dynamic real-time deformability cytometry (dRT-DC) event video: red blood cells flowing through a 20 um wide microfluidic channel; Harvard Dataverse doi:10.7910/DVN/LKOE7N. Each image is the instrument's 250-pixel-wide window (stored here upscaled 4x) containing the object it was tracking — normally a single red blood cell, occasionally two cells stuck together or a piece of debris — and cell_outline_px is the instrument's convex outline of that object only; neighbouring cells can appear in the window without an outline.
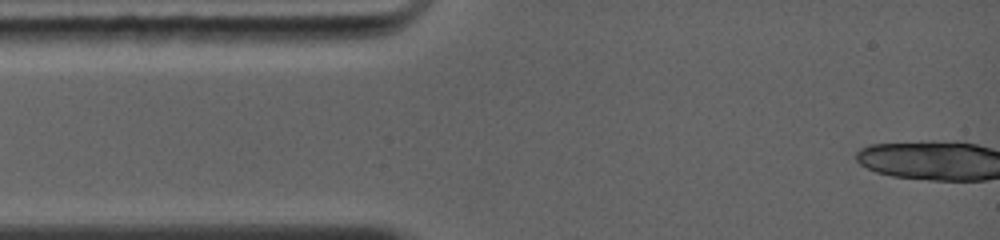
{"species": "common noctule bat (a hibernating species)", "species_latin": "Nyctalus noctula", "temperature_condition": "warm", "stored_images_in_passage": 1, "camera_frame_rate_fps": 5000, "um_per_image_px": 0.085, "animal": {"sex": "female", "body_mass_g": 19.0, "forearm_length_mm": 56.7}, "frame": {"image": 1, "passage_image": 1, "time_ms": 0.0, "image_size_px": [1000, 240], "cell_outline_px": [[608, 172], [604, 184], [592, 196], [560, 184], [552, 176], [556, 156], [560, 152], [564, 152]], "centroid_in_image_um": [49.15, 14.8], "position_along_channel_um": 35.8, "area_um2": 10.81}}